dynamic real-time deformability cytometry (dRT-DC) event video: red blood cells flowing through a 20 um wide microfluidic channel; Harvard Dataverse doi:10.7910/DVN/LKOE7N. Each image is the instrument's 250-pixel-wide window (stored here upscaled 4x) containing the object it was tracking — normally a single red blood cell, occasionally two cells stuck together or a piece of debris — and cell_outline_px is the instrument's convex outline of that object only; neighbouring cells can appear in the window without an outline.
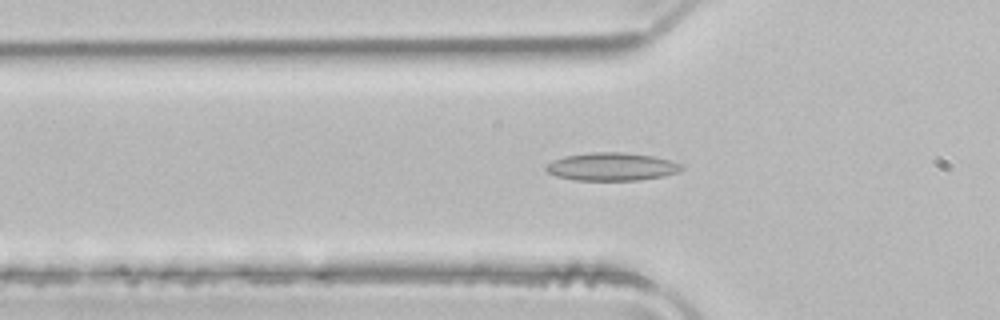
{"species": "common noctule bat (a hibernating species)", "species_latin": "Nyctalus noctula", "temperature_condition": "room temperature", "stored_images_in_passage": 51, "camera_frame_rate_fps": 3000, "um_per_image_px": 0.085, "animal": {"sex": "male", "body_mass_g": 21.5, "forearm_length_mm": 52.0}, "frame": {"image": 1, "passage_image": 16, "time_ms": 5.0, "image_size_px": [1000, 320], "cell_outline_px": [[684, 168], [676, 172], [664, 176], [640, 180], [576, 180], [556, 176], [548, 172], [544, 168], [552, 160], [564, 156], [592, 152], [624, 152], [652, 156], [668, 160], [680, 164]], "centroid_in_image_um": [51.96, 14.16], "position_along_channel_um": 73.8, "area_um2": 21.96}}
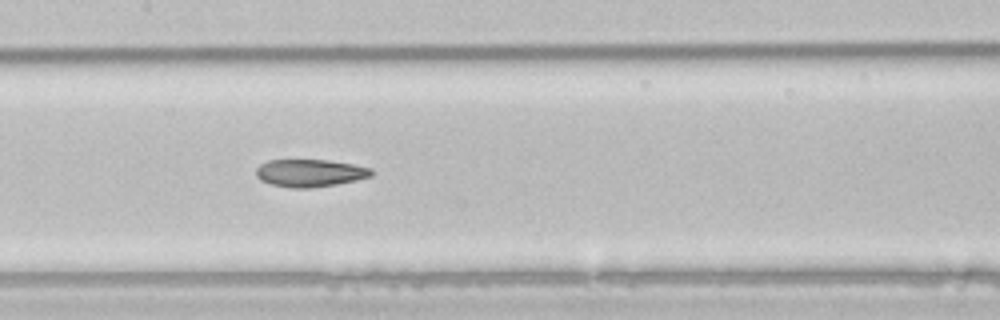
{"frame": {"image": 2, "passage_image": 24, "time_ms": 7.667, "image_size_px": [1000, 320], "cell_outline_px": [[372, 176], [356, 180], [336, 184], [308, 188], [292, 188], [272, 184], [260, 180], [256, 176], [256, 168], [260, 164], [268, 160], [328, 160], [352, 164], [372, 168]], "centroid_in_image_um": [26.33, 14.7], "position_along_channel_um": 181.1, "area_um2": 18.44}}
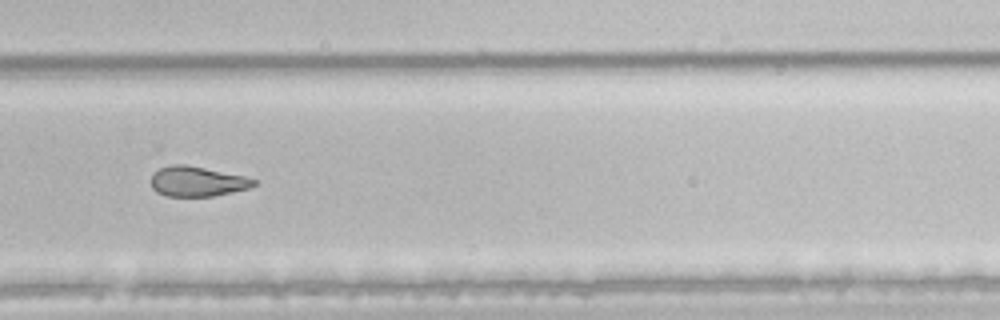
{"frame": {"image": 3, "passage_image": 34, "time_ms": 11.0, "image_size_px": [1000, 320], "cell_outline_px": [[256, 184], [248, 188], [212, 196], [168, 196], [156, 192], [152, 188], [152, 172], [160, 168], [172, 164], [184, 164], [244, 176], [256, 180]], "centroid_in_image_um": [16.72, 15.42], "position_along_channel_um": 313.1, "area_um2": 17.74}}